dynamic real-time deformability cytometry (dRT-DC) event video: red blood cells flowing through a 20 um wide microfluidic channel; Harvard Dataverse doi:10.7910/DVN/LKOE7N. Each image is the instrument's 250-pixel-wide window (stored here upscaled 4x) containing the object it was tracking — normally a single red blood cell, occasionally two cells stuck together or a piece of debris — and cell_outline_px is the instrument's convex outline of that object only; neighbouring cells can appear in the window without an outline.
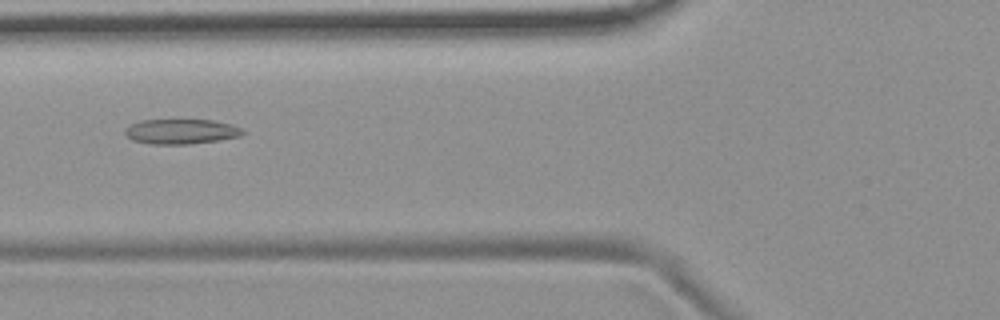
{"species": "common noctule bat (a hibernating species)", "species_latin": "Nyctalus noctula", "temperature_condition": "room temperature", "stored_images_in_passage": 46, "camera_frame_rate_fps": 3000, "um_per_image_px": 0.085, "animal": {"sex": "female", "body_mass_g": 19.9}, "frame": {"image": 1, "passage_image": 13, "time_ms": 4.0, "image_size_px": [1000, 320], "cell_outline_px": [[244, 132], [240, 136], [192, 144], [148, 144], [132, 140], [124, 132], [124, 128], [140, 120], [212, 120], [232, 124], [244, 128]], "centroid_in_image_um": [15.39, 11.18], "position_along_channel_um": 110.4, "area_um2": 17.17}}
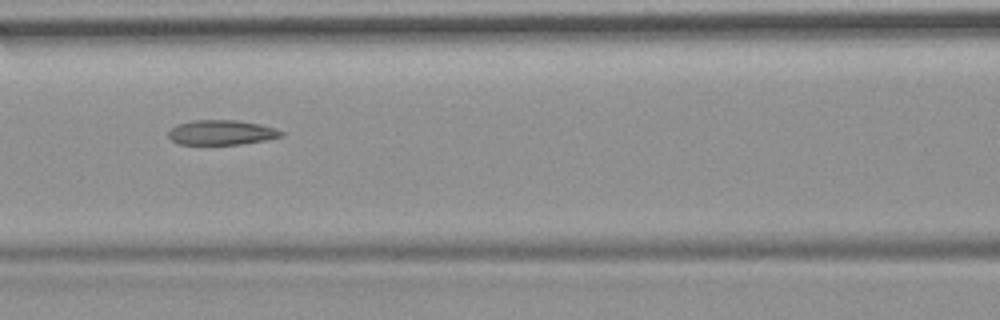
{"frame": {"image": 2, "passage_image": 16, "time_ms": 5.0, "image_size_px": [1000, 320], "cell_outline_px": [[284, 136], [268, 140], [240, 144], [180, 144], [172, 140], [168, 136], [168, 132], [176, 124], [196, 120], [236, 120], [260, 124], [276, 128], [284, 132]], "centroid_in_image_um": [18.87, 11.26], "position_along_channel_um": 147.7, "area_um2": 16.36}}
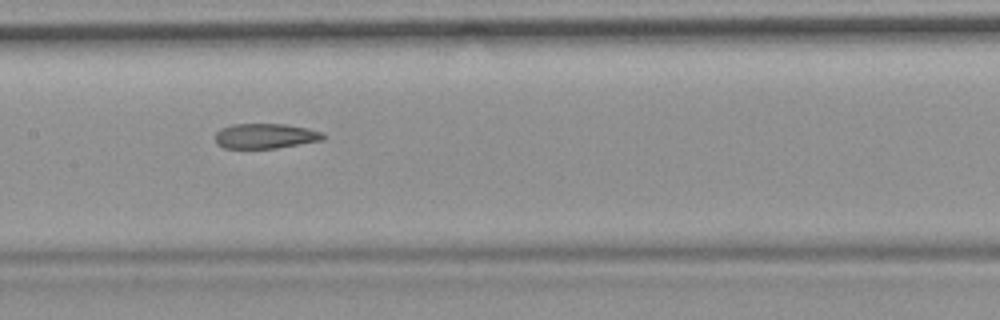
{"frame": {"image": 3, "passage_image": 19, "time_ms": 6.0, "image_size_px": [1000, 320], "cell_outline_px": [[328, 136], [324, 140], [276, 148], [224, 148], [216, 144], [216, 132], [220, 128], [232, 124], [284, 124], [308, 128], [324, 132]], "centroid_in_image_um": [22.6, 11.56], "position_along_channel_um": 184.8, "area_um2": 15.95}, "authors_computed_cell_mechanics": {"area_um2": 17.0799, "velocity_mm_per_s": 3.7202, "shape_relaxation_time_tau1_ms": null, "shape_relaxation_time_tau2_ms": 3.6091, "deformation_change_tau1": null, "deformation_change_tau2": 0.1249}}